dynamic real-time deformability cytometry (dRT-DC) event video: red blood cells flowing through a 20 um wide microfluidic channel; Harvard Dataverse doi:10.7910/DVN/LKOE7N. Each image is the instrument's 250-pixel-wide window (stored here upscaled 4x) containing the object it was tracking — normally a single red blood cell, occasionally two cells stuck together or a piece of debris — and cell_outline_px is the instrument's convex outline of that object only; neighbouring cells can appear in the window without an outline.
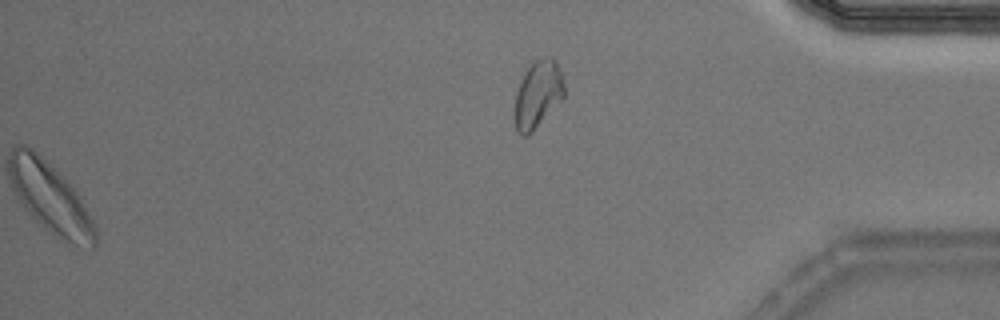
{"species": "Egyptian fruit bat (a non-hibernating species)", "species_latin": "Rousettus aegyptiacus", "temperature_condition": "warm", "stored_images_in_passage": 31, "segment_of_instrument_passage": [2, 2], "camera_frame_rate_fps": 3000, "um_per_image_px": 0.085, "animal": {"sex": "male"}, "frame": {"image": 1, "passage_image": 31, "time_ms": 10.0, "image_size_px": [1000, 320], "cell_outline_px": [[564, 96], [532, 132], [528, 136], [524, 136], [516, 128], [516, 92], [520, 80], [524, 72], [532, 60], [548, 56], [556, 60], [564, 84]], "centroid_in_image_um": [45.72, 7.96], "position_along_channel_um": 389.5, "area_um2": 19.07}}